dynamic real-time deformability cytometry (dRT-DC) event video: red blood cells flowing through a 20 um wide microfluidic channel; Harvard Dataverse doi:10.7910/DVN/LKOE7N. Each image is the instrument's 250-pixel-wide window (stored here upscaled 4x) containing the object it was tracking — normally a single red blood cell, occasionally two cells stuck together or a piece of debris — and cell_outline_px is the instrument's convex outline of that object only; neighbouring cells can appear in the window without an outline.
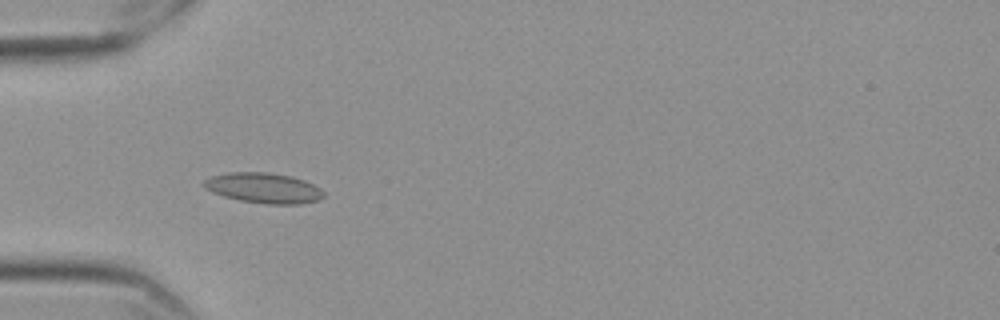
{"species": "Egyptian fruit bat (a non-hibernating species)", "species_latin": "Rousettus aegyptiacus", "temperature_condition": "cold", "stored_images_in_passage": 58, "camera_frame_rate_fps": 3000, "um_per_image_px": 0.085, "frame": {"image": 1, "passage_image": 19, "time_ms": 6.0, "image_size_px": [1000, 320], "cell_outline_px": [[324, 196], [316, 200], [300, 204], [264, 204], [240, 200], [224, 196], [212, 192], [204, 188], [200, 184], [204, 180], [212, 176], [228, 172], [268, 172], [292, 176], [304, 180], [320, 188], [324, 192]], "centroid_in_image_um": [22.38, 15.97], "position_along_channel_um": 62.6, "area_um2": 21.21}}
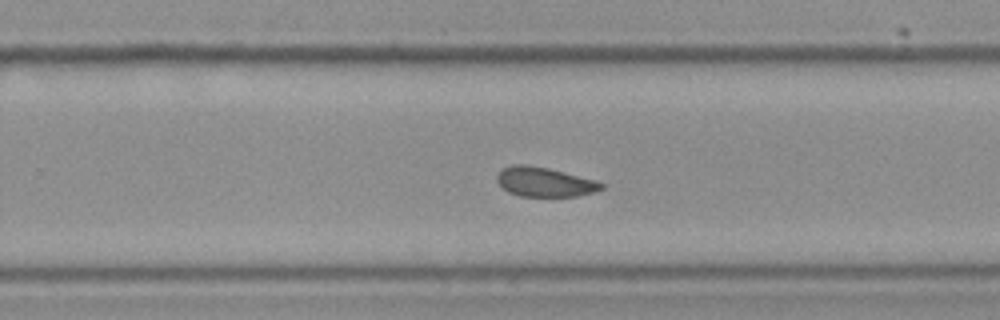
{"frame": {"image": 2, "passage_image": 38, "time_ms": 12.333, "image_size_px": [1000, 320], "cell_outline_px": [[604, 188], [592, 192], [576, 196], [520, 196], [508, 192], [496, 180], [496, 176], [504, 168], [512, 164], [528, 164], [548, 168], [596, 180], [604, 184]], "centroid_in_image_um": [46.28, 15.46], "position_along_channel_um": 283.5, "area_um2": 17.8}}
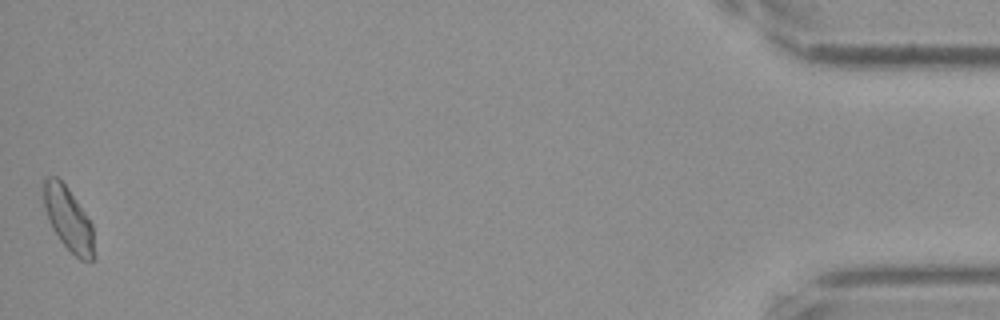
{"frame": {"image": 3, "passage_image": 58, "time_ms": 19.0, "image_size_px": [1000, 320], "cell_outline_px": [[96, 260], [80, 260], [60, 240], [52, 228], [48, 220], [44, 204], [44, 176], [56, 176], [68, 188], [92, 224], [96, 256]], "centroid_in_image_um": [5.83, 18.64], "position_along_channel_um": 429.4, "area_um2": 18.61}, "authors_computed_cell_mechanics": {"area_um2": 18.8139, "velocity_mm_per_s": 3.5242, "shape_relaxation_time_tau1_ms": null, "shape_relaxation_time_tau2_ms": 2.8815, "deformation_change_tau1": null, "deformation_change_tau2": 0.0674}}